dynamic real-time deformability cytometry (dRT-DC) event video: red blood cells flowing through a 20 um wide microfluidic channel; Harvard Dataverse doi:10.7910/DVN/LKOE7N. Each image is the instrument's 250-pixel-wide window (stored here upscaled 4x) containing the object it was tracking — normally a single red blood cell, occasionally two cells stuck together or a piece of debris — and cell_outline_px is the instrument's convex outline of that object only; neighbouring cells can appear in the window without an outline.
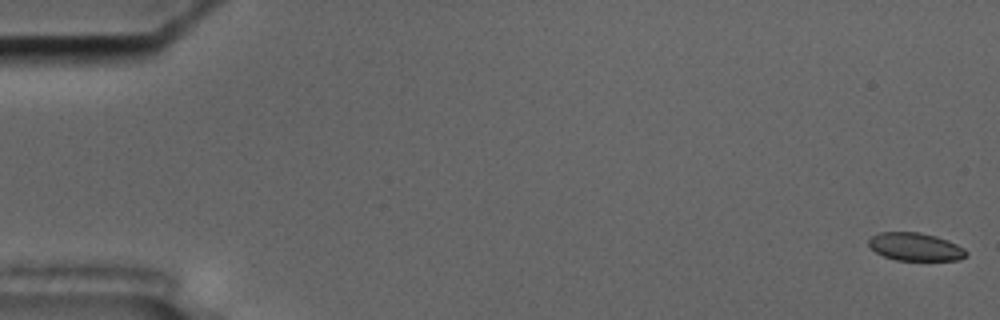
{"species": "common noctule bat (a hibernating species)", "species_latin": "Nyctalus noctula", "temperature_condition": "cold", "stored_images_in_passage": 58, "camera_frame_rate_fps": 3000, "um_per_image_px": 0.085, "animal": {"sex": "male", "body_mass_g": 17.5, "forearm_length_mm": 52.3}, "frame": {"image": 1, "passage_image": 1, "time_ms": 0.0, "image_size_px": [1000, 320], "cell_outline_px": [[968, 256], [960, 260], [896, 260], [884, 256], [876, 252], [868, 244], [868, 240], [872, 236], [880, 232], [920, 232], [936, 236], [948, 240], [964, 248], [968, 252]], "centroid_in_image_um": [77.84, 20.98], "position_along_channel_um": 7.2, "area_um2": 15.95}}
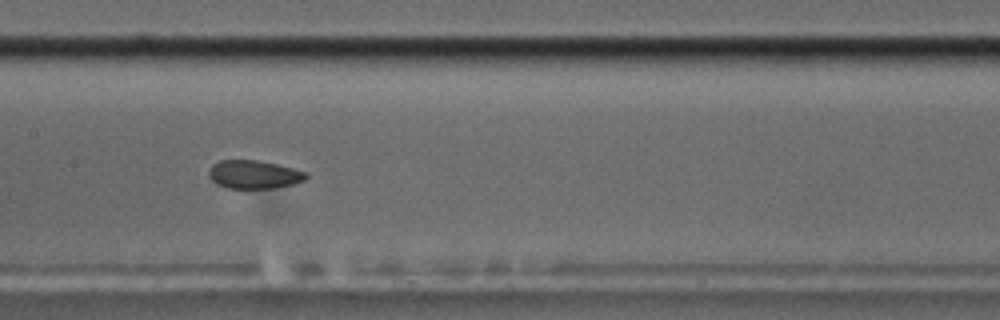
{"frame": {"image": 2, "passage_image": 29, "time_ms": 9.333, "image_size_px": [1000, 320], "cell_outline_px": [[308, 176], [304, 180], [292, 184], [272, 188], [228, 188], [216, 184], [208, 176], [208, 172], [212, 164], [220, 160], [260, 160], [308, 172]], "centroid_in_image_um": [21.56, 14.82], "position_along_channel_um": 185.8, "area_um2": 16.07}}
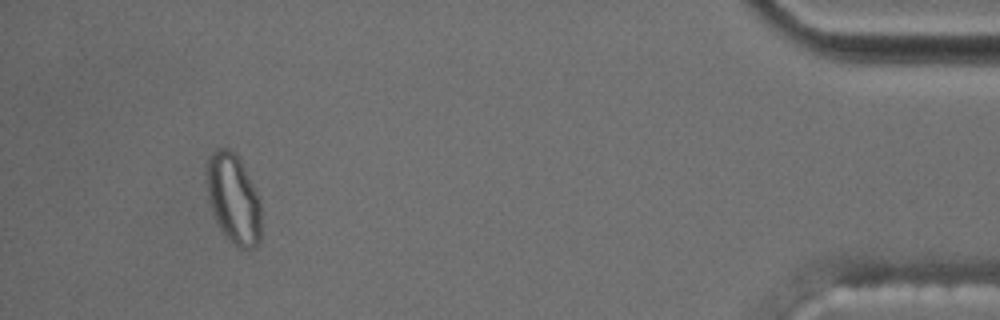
{"frame": {"image": 3, "passage_image": 54, "time_ms": 17.667, "image_size_px": [1000, 320], "cell_outline_px": [[260, 240], [252, 248], [240, 248], [228, 240], [224, 236], [216, 224], [208, 200], [204, 180], [208, 156], [216, 148], [228, 148], [240, 160], [260, 200]], "centroid_in_image_um": [19.78, 16.9], "position_along_channel_um": 415.4, "area_um2": 28.84}, "authors_computed_cell_mechanics": {"area_um2": 16.9643, "velocity_mm_per_s": 3.5295, "shape_relaxation_time_tau1_ms": null, "shape_relaxation_time_tau2_ms": 1.7677, "deformation_change_tau1": null, "deformation_change_tau2": 0.0522}}